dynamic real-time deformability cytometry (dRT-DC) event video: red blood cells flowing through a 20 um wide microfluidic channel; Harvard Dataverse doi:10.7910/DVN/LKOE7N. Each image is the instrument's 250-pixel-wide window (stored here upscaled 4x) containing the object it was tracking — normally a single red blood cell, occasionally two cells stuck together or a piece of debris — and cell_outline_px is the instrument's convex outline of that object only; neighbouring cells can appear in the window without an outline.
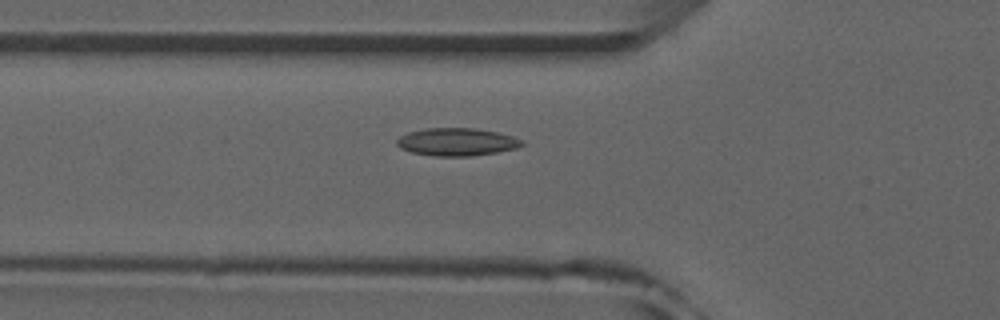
{"species": "common noctule bat (a hibernating species)", "species_latin": "Nyctalus noctula", "temperature_condition": "room temperature", "stored_images_in_passage": 47, "camera_frame_rate_fps": 3000, "um_per_image_px": 0.085, "animal": {"sex": "male", "forearm_length_mm": 52.5}, "frame": {"image": 1, "passage_image": 13, "time_ms": 4.0, "image_size_px": [1000, 320], "cell_outline_px": [[524, 144], [516, 148], [496, 152], [468, 156], [436, 156], [412, 152], [400, 148], [396, 144], [396, 140], [400, 136], [408, 132], [424, 128], [476, 128], [496, 132], [512, 136], [524, 140]], "centroid_in_image_um": [38.81, 12.05], "position_along_channel_um": 87.0, "area_um2": 20.17}}
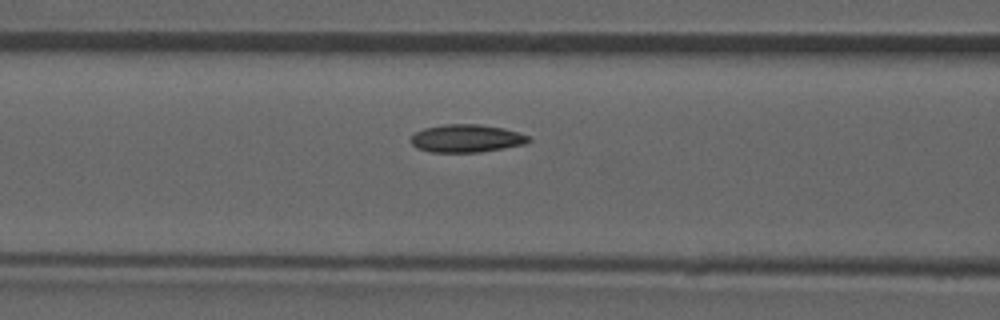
{"frame": {"image": 2, "passage_image": 16, "time_ms": 5.0, "image_size_px": [1000, 320], "cell_outline_px": [[532, 140], [528, 144], [480, 152], [432, 152], [416, 148], [412, 144], [412, 136], [416, 132], [424, 128], [444, 124], [480, 124], [504, 128], [528, 136]], "centroid_in_image_um": [39.68, 11.76], "position_along_channel_um": 126.9, "area_um2": 19.13}}
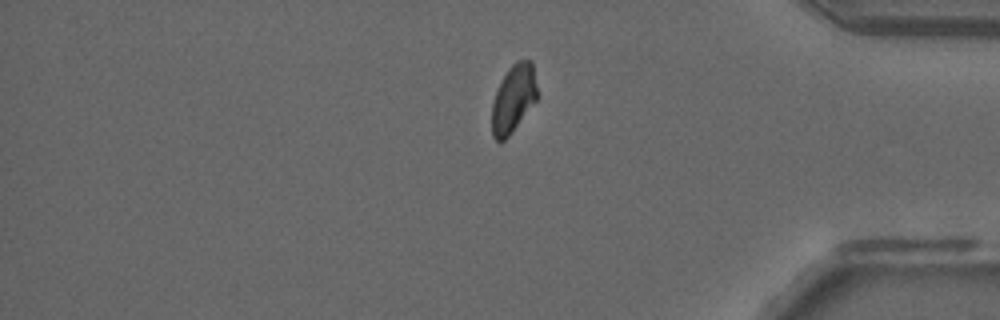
{"frame": {"image": 3, "passage_image": 38, "time_ms": 12.333, "image_size_px": [1000, 320], "cell_outline_px": [[540, 96], [508, 136], [504, 140], [496, 140], [492, 136], [492, 104], [496, 92], [508, 68], [516, 60], [532, 60]], "centroid_in_image_um": [43.68, 8.34], "position_along_channel_um": 391.5, "area_um2": 17.98}, "authors_computed_cell_mechanics": {"area_um2": 18.8428, "velocity_mm_per_s": 3.952, "shape_relaxation_time_tau1_ms": null, "shape_relaxation_time_tau2_ms": 3.4836, "deformation_change_tau1": null, "deformation_change_tau2": 0.0765}}